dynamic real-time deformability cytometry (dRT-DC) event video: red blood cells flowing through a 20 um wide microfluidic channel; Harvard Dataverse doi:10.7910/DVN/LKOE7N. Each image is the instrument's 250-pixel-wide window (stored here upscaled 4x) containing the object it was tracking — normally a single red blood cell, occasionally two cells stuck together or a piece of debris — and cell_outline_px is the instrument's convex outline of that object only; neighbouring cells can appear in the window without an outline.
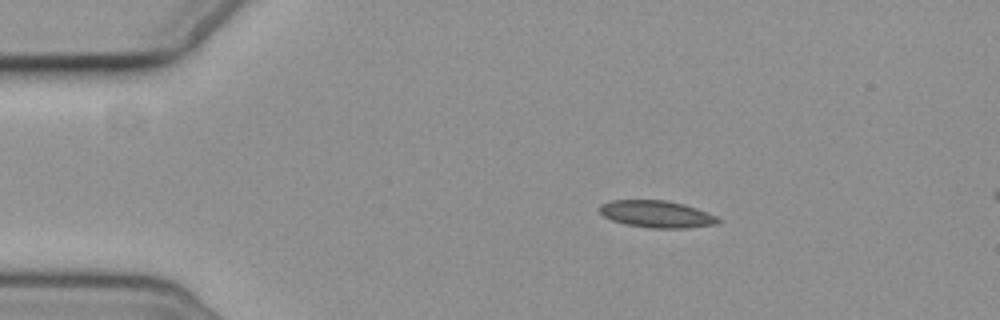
{"species": "common noctule bat (a hibernating species)", "species_latin": "Nyctalus noctula", "temperature_condition": "cold", "stored_images_in_passage": 4, "camera_frame_rate_fps": 3000, "um_per_image_px": 0.085, "animal": {"sex": "female", "body_mass_g": 19.3, "forearm_length_mm": 54.1}, "frame": {"image": 1, "passage_image": 3, "time_ms": 2.0, "image_size_px": [1000, 320], "cell_outline_px": [[720, 220], [716, 224], [688, 228], [648, 228], [624, 224], [612, 220], [604, 216], [600, 212], [600, 204], [612, 200], [664, 200], [684, 204], [708, 212], [716, 216]], "centroid_in_image_um": [55.81, 18.2], "position_along_channel_um": 29.2, "area_um2": 18.67}}